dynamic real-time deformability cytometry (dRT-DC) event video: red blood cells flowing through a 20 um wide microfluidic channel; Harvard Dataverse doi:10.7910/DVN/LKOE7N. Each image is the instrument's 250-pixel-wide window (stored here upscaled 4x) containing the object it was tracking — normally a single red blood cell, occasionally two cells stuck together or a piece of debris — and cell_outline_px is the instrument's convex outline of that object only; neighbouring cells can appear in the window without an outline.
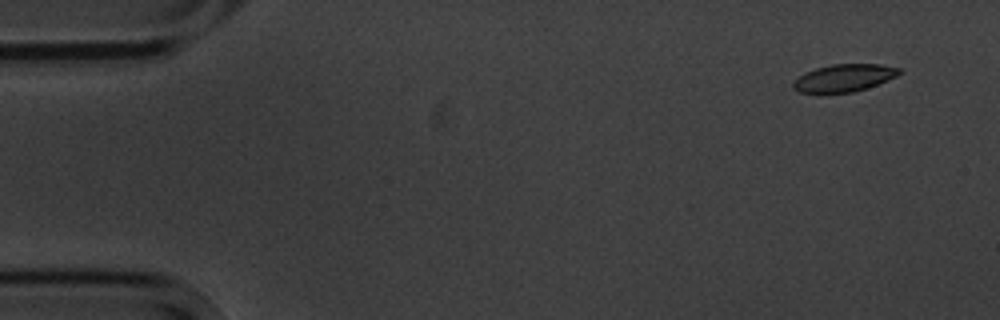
{"species": "common noctule bat (a hibernating species)", "species_latin": "Nyctalus noctula", "temperature_condition": "cold", "stored_images_in_passage": 3, "camera_frame_rate_fps": 3000, "um_per_image_px": 0.085, "animal": {"sex": "male", "body_mass_g": 20.1, "forearm_length_mm": 53.5}, "frame": {"image": 1, "passage_image": 1, "time_ms": 0.0, "image_size_px": [1000, 320], "cell_outline_px": [[904, 72], [888, 80], [852, 92], [800, 92], [792, 88], [792, 84], [804, 72], [816, 68], [832, 64], [880, 64], [904, 68]], "centroid_in_image_um": [71.8, 6.6], "position_along_channel_um": 13.2, "area_um2": 16.82}}